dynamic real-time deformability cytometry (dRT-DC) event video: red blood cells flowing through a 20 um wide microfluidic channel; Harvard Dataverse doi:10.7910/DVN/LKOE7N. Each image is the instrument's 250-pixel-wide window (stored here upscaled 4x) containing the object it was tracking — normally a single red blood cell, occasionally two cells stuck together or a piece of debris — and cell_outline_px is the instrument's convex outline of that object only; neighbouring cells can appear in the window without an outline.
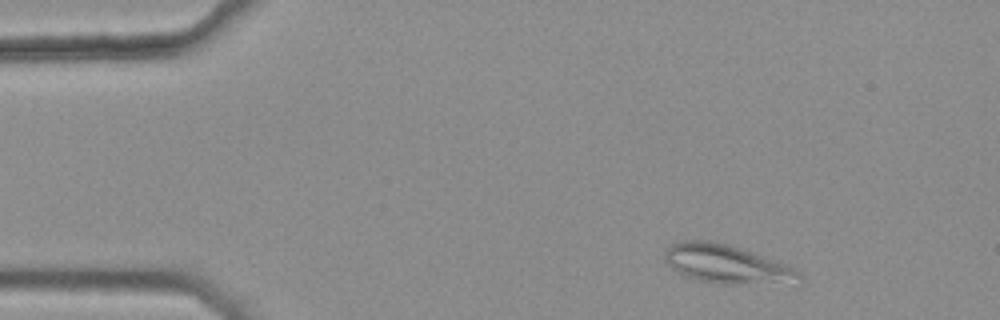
{"species": "common noctule bat (a hibernating species)", "species_latin": "Nyctalus noctula", "temperature_condition": "warm", "stored_images_in_passage": 41, "camera_frame_rate_fps": 3000, "um_per_image_px": 0.085, "animal": {"sex": "female", "body_mass_g": 25.1}, "frame": {"image": 1, "passage_image": 4, "time_ms": 1.0, "image_size_px": [1000, 320], "cell_outline_px": [[800, 276], [776, 280], [732, 284], [720, 284], [700, 280], [684, 276], [672, 268], [664, 260], [664, 248], [676, 240], [708, 240], [728, 244], [756, 252], [788, 264]], "centroid_in_image_um": [61.52, 22.36], "position_along_channel_um": 23.5, "area_um2": 29.36}}
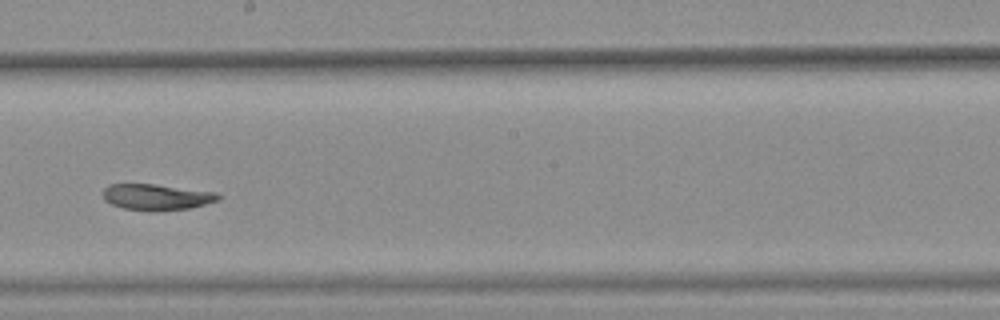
{"frame": {"image": 2, "passage_image": 27, "time_ms": 8.667, "image_size_px": [1000, 320], "cell_outline_px": [[220, 200], [188, 208], [124, 208], [112, 204], [104, 200], [100, 192], [108, 184], [156, 184], [216, 192], [220, 196]], "centroid_in_image_um": [13.27, 16.68], "position_along_channel_um": 234.9, "area_um2": 16.76}}
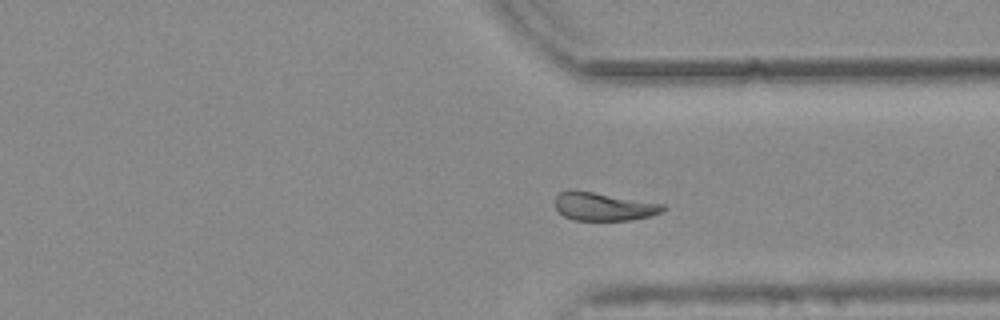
{"frame": {"image": 3, "passage_image": 37, "time_ms": 12.0, "image_size_px": [1000, 320], "cell_outline_px": [[664, 212], [632, 220], [572, 220], [564, 216], [556, 208], [556, 196], [560, 192], [572, 188], [664, 204]], "centroid_in_image_um": [51.28, 17.54], "position_along_channel_um": 360.1, "area_um2": 17.8}}